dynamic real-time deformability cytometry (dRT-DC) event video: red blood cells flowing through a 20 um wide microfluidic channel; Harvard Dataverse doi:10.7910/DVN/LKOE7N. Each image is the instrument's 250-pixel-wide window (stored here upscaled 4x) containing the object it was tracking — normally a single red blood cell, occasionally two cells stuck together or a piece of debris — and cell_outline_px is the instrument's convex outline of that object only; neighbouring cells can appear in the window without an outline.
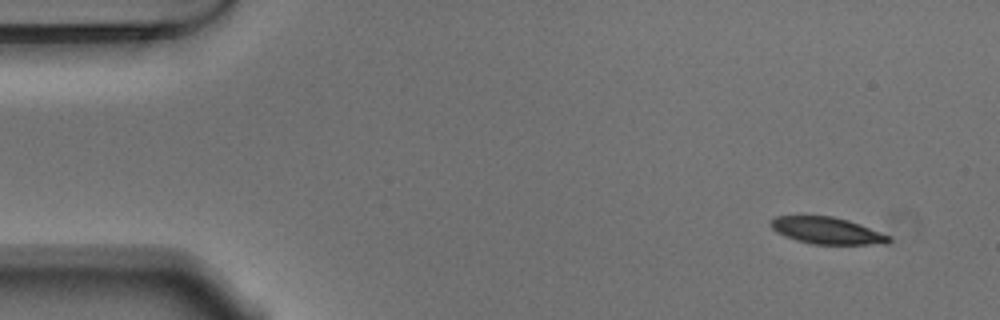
{"species": "Egyptian fruit bat (a non-hibernating species)", "species_latin": "Rousettus aegyptiacus", "temperature_condition": "warm", "stored_images_in_passage": 51, "camera_frame_rate_fps": 3000, "um_per_image_px": 0.085, "animal": {"sex": "male"}, "frame": {"image": 1, "passage_image": 1, "time_ms": 0.0, "image_size_px": [1000, 320], "cell_outline_px": [[892, 240], [888, 244], [812, 244], [796, 240], [784, 236], [776, 232], [768, 224], [776, 216], [832, 216], [848, 220], [880, 232], [888, 236]], "centroid_in_image_um": [70.26, 19.61], "position_along_channel_um": 14.7, "area_um2": 18.32}}
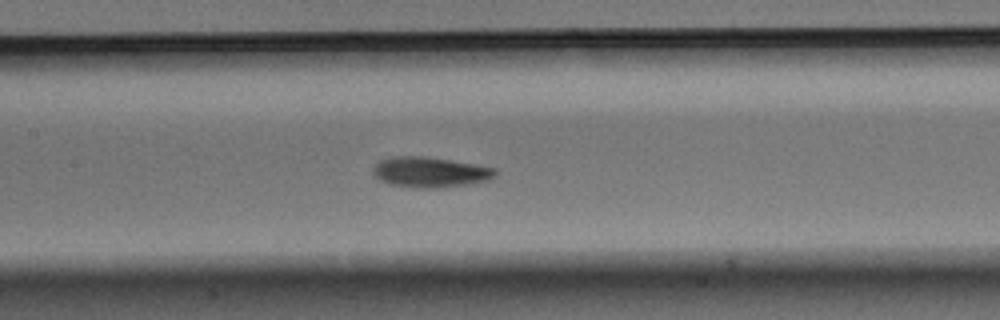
{"frame": {"image": 2, "passage_image": 22, "time_ms": 7.0, "image_size_px": [1000, 320], "cell_outline_px": [[496, 176], [488, 180], [468, 184], [436, 188], [416, 188], [392, 184], [380, 180], [372, 172], [372, 168], [380, 160], [392, 156], [420, 156], [448, 160], [496, 168]], "centroid_in_image_um": [36.54, 14.63], "position_along_channel_um": 170.9, "area_um2": 21.39}}
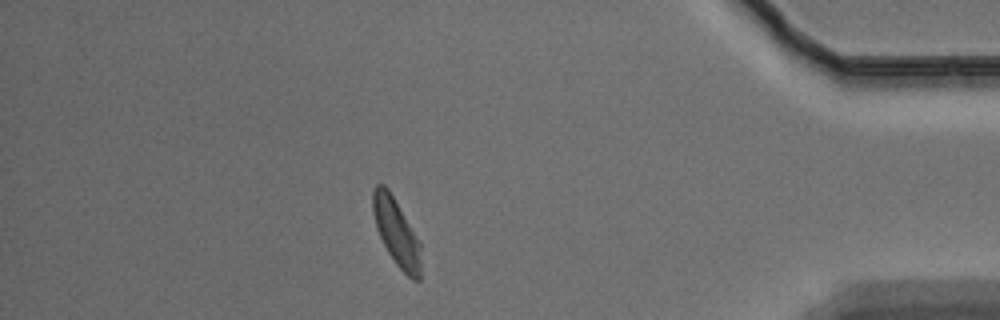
{"frame": {"image": 3, "passage_image": 44, "time_ms": 14.333, "image_size_px": [1000, 320], "cell_outline_px": [[420, 280], [412, 280], [396, 264], [388, 252], [376, 228], [372, 212], [372, 192], [376, 184], [384, 184], [388, 188], [420, 240]], "centroid_in_image_um": [33.68, 19.71], "position_along_channel_um": 401.5, "area_um2": 18.79}, "authors_computed_cell_mechanics": {"area_um2": 19.9988, "velocity_mm_per_s": 3.7108, "shape_relaxation_time_tau1_ms": 2.1322, "shape_relaxation_time_tau2_ms": 6.0332, "deformation_change_tau1": 0.1258, "deformation_change_tau2": 0.104}}